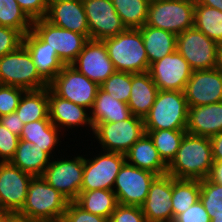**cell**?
<instances>
[{
    "label": "cell",
    "mask_w": 222,
    "mask_h": 222,
    "mask_svg": "<svg viewBox=\"0 0 222 222\" xmlns=\"http://www.w3.org/2000/svg\"><path fill=\"white\" fill-rule=\"evenodd\" d=\"M15 112L24 124L49 119L48 87L26 90Z\"/></svg>",
    "instance_id": "30"
},
{
    "label": "cell",
    "mask_w": 222,
    "mask_h": 222,
    "mask_svg": "<svg viewBox=\"0 0 222 222\" xmlns=\"http://www.w3.org/2000/svg\"><path fill=\"white\" fill-rule=\"evenodd\" d=\"M186 130H145L162 160L168 165L175 157Z\"/></svg>",
    "instance_id": "35"
},
{
    "label": "cell",
    "mask_w": 222,
    "mask_h": 222,
    "mask_svg": "<svg viewBox=\"0 0 222 222\" xmlns=\"http://www.w3.org/2000/svg\"><path fill=\"white\" fill-rule=\"evenodd\" d=\"M75 202L84 210L108 220L118 205L116 194L104 189L80 192Z\"/></svg>",
    "instance_id": "31"
},
{
    "label": "cell",
    "mask_w": 222,
    "mask_h": 222,
    "mask_svg": "<svg viewBox=\"0 0 222 222\" xmlns=\"http://www.w3.org/2000/svg\"><path fill=\"white\" fill-rule=\"evenodd\" d=\"M184 95L188 106H201L222 102V71L193 70L186 83Z\"/></svg>",
    "instance_id": "18"
},
{
    "label": "cell",
    "mask_w": 222,
    "mask_h": 222,
    "mask_svg": "<svg viewBox=\"0 0 222 222\" xmlns=\"http://www.w3.org/2000/svg\"><path fill=\"white\" fill-rule=\"evenodd\" d=\"M49 88L60 98L91 110L99 85L71 65H65L49 83Z\"/></svg>",
    "instance_id": "11"
},
{
    "label": "cell",
    "mask_w": 222,
    "mask_h": 222,
    "mask_svg": "<svg viewBox=\"0 0 222 222\" xmlns=\"http://www.w3.org/2000/svg\"><path fill=\"white\" fill-rule=\"evenodd\" d=\"M51 160L52 157L47 152L20 139L16 153L10 162L23 172L35 177L44 173Z\"/></svg>",
    "instance_id": "29"
},
{
    "label": "cell",
    "mask_w": 222,
    "mask_h": 222,
    "mask_svg": "<svg viewBox=\"0 0 222 222\" xmlns=\"http://www.w3.org/2000/svg\"><path fill=\"white\" fill-rule=\"evenodd\" d=\"M102 41L116 71L134 74L148 72L150 65L139 29L127 28Z\"/></svg>",
    "instance_id": "3"
},
{
    "label": "cell",
    "mask_w": 222,
    "mask_h": 222,
    "mask_svg": "<svg viewBox=\"0 0 222 222\" xmlns=\"http://www.w3.org/2000/svg\"><path fill=\"white\" fill-rule=\"evenodd\" d=\"M31 222H65L63 219H55V220H36Z\"/></svg>",
    "instance_id": "52"
},
{
    "label": "cell",
    "mask_w": 222,
    "mask_h": 222,
    "mask_svg": "<svg viewBox=\"0 0 222 222\" xmlns=\"http://www.w3.org/2000/svg\"><path fill=\"white\" fill-rule=\"evenodd\" d=\"M26 90L0 84V116L15 112Z\"/></svg>",
    "instance_id": "39"
},
{
    "label": "cell",
    "mask_w": 222,
    "mask_h": 222,
    "mask_svg": "<svg viewBox=\"0 0 222 222\" xmlns=\"http://www.w3.org/2000/svg\"><path fill=\"white\" fill-rule=\"evenodd\" d=\"M45 19L57 27L83 34L89 39V26L82 0H49Z\"/></svg>",
    "instance_id": "21"
},
{
    "label": "cell",
    "mask_w": 222,
    "mask_h": 222,
    "mask_svg": "<svg viewBox=\"0 0 222 222\" xmlns=\"http://www.w3.org/2000/svg\"><path fill=\"white\" fill-rule=\"evenodd\" d=\"M39 75L49 84L65 66L55 50H52L33 29L23 36Z\"/></svg>",
    "instance_id": "22"
},
{
    "label": "cell",
    "mask_w": 222,
    "mask_h": 222,
    "mask_svg": "<svg viewBox=\"0 0 222 222\" xmlns=\"http://www.w3.org/2000/svg\"><path fill=\"white\" fill-rule=\"evenodd\" d=\"M71 66L99 86L116 71L101 40L89 39Z\"/></svg>",
    "instance_id": "17"
},
{
    "label": "cell",
    "mask_w": 222,
    "mask_h": 222,
    "mask_svg": "<svg viewBox=\"0 0 222 222\" xmlns=\"http://www.w3.org/2000/svg\"><path fill=\"white\" fill-rule=\"evenodd\" d=\"M173 222H211V218L199 199L186 211L177 215Z\"/></svg>",
    "instance_id": "44"
},
{
    "label": "cell",
    "mask_w": 222,
    "mask_h": 222,
    "mask_svg": "<svg viewBox=\"0 0 222 222\" xmlns=\"http://www.w3.org/2000/svg\"><path fill=\"white\" fill-rule=\"evenodd\" d=\"M33 21L16 0H0V26L18 30L23 36L32 29Z\"/></svg>",
    "instance_id": "36"
},
{
    "label": "cell",
    "mask_w": 222,
    "mask_h": 222,
    "mask_svg": "<svg viewBox=\"0 0 222 222\" xmlns=\"http://www.w3.org/2000/svg\"><path fill=\"white\" fill-rule=\"evenodd\" d=\"M131 115L128 104L114 99L100 87L98 88L94 104L90 110L93 126L100 123L123 121Z\"/></svg>",
    "instance_id": "27"
},
{
    "label": "cell",
    "mask_w": 222,
    "mask_h": 222,
    "mask_svg": "<svg viewBox=\"0 0 222 222\" xmlns=\"http://www.w3.org/2000/svg\"><path fill=\"white\" fill-rule=\"evenodd\" d=\"M23 41V35L16 29L0 26V58L15 51Z\"/></svg>",
    "instance_id": "42"
},
{
    "label": "cell",
    "mask_w": 222,
    "mask_h": 222,
    "mask_svg": "<svg viewBox=\"0 0 222 222\" xmlns=\"http://www.w3.org/2000/svg\"><path fill=\"white\" fill-rule=\"evenodd\" d=\"M208 178L212 182L222 185V161H213L211 172Z\"/></svg>",
    "instance_id": "48"
},
{
    "label": "cell",
    "mask_w": 222,
    "mask_h": 222,
    "mask_svg": "<svg viewBox=\"0 0 222 222\" xmlns=\"http://www.w3.org/2000/svg\"><path fill=\"white\" fill-rule=\"evenodd\" d=\"M192 71L189 63L176 50L150 64L148 73L158 90L184 91Z\"/></svg>",
    "instance_id": "16"
},
{
    "label": "cell",
    "mask_w": 222,
    "mask_h": 222,
    "mask_svg": "<svg viewBox=\"0 0 222 222\" xmlns=\"http://www.w3.org/2000/svg\"><path fill=\"white\" fill-rule=\"evenodd\" d=\"M97 155V156H96ZM84 155L83 182L80 192L91 190H113L115 179L126 162L124 154L98 151L90 158ZM93 157V158H92Z\"/></svg>",
    "instance_id": "9"
},
{
    "label": "cell",
    "mask_w": 222,
    "mask_h": 222,
    "mask_svg": "<svg viewBox=\"0 0 222 222\" xmlns=\"http://www.w3.org/2000/svg\"><path fill=\"white\" fill-rule=\"evenodd\" d=\"M63 135V132L53 125L51 120H38L24 124L20 139L36 145L53 158L61 153L58 147L62 144ZM55 149L59 151L58 155Z\"/></svg>",
    "instance_id": "24"
},
{
    "label": "cell",
    "mask_w": 222,
    "mask_h": 222,
    "mask_svg": "<svg viewBox=\"0 0 222 222\" xmlns=\"http://www.w3.org/2000/svg\"><path fill=\"white\" fill-rule=\"evenodd\" d=\"M11 222H31V221L25 220L16 216Z\"/></svg>",
    "instance_id": "53"
},
{
    "label": "cell",
    "mask_w": 222,
    "mask_h": 222,
    "mask_svg": "<svg viewBox=\"0 0 222 222\" xmlns=\"http://www.w3.org/2000/svg\"><path fill=\"white\" fill-rule=\"evenodd\" d=\"M15 217L16 214L0 212V222H11Z\"/></svg>",
    "instance_id": "50"
},
{
    "label": "cell",
    "mask_w": 222,
    "mask_h": 222,
    "mask_svg": "<svg viewBox=\"0 0 222 222\" xmlns=\"http://www.w3.org/2000/svg\"><path fill=\"white\" fill-rule=\"evenodd\" d=\"M112 3L126 28L138 29L146 23L150 0H112Z\"/></svg>",
    "instance_id": "34"
},
{
    "label": "cell",
    "mask_w": 222,
    "mask_h": 222,
    "mask_svg": "<svg viewBox=\"0 0 222 222\" xmlns=\"http://www.w3.org/2000/svg\"><path fill=\"white\" fill-rule=\"evenodd\" d=\"M186 131L209 138L222 132V102L189 106Z\"/></svg>",
    "instance_id": "23"
},
{
    "label": "cell",
    "mask_w": 222,
    "mask_h": 222,
    "mask_svg": "<svg viewBox=\"0 0 222 222\" xmlns=\"http://www.w3.org/2000/svg\"><path fill=\"white\" fill-rule=\"evenodd\" d=\"M194 27L216 43H222V11L195 0Z\"/></svg>",
    "instance_id": "32"
},
{
    "label": "cell",
    "mask_w": 222,
    "mask_h": 222,
    "mask_svg": "<svg viewBox=\"0 0 222 222\" xmlns=\"http://www.w3.org/2000/svg\"><path fill=\"white\" fill-rule=\"evenodd\" d=\"M21 9L32 20L46 17L49 0H16Z\"/></svg>",
    "instance_id": "45"
},
{
    "label": "cell",
    "mask_w": 222,
    "mask_h": 222,
    "mask_svg": "<svg viewBox=\"0 0 222 222\" xmlns=\"http://www.w3.org/2000/svg\"><path fill=\"white\" fill-rule=\"evenodd\" d=\"M60 158L55 156L41 175L42 178L55 190H58L68 201H75L83 182L84 156L81 154ZM64 157V158H63ZM72 158V159H71Z\"/></svg>",
    "instance_id": "8"
},
{
    "label": "cell",
    "mask_w": 222,
    "mask_h": 222,
    "mask_svg": "<svg viewBox=\"0 0 222 222\" xmlns=\"http://www.w3.org/2000/svg\"><path fill=\"white\" fill-rule=\"evenodd\" d=\"M211 222H222V219H211Z\"/></svg>",
    "instance_id": "54"
},
{
    "label": "cell",
    "mask_w": 222,
    "mask_h": 222,
    "mask_svg": "<svg viewBox=\"0 0 222 222\" xmlns=\"http://www.w3.org/2000/svg\"><path fill=\"white\" fill-rule=\"evenodd\" d=\"M89 26V39L104 40L127 28L117 14L112 0H82Z\"/></svg>",
    "instance_id": "15"
},
{
    "label": "cell",
    "mask_w": 222,
    "mask_h": 222,
    "mask_svg": "<svg viewBox=\"0 0 222 222\" xmlns=\"http://www.w3.org/2000/svg\"><path fill=\"white\" fill-rule=\"evenodd\" d=\"M213 161H222V132L210 137Z\"/></svg>",
    "instance_id": "47"
},
{
    "label": "cell",
    "mask_w": 222,
    "mask_h": 222,
    "mask_svg": "<svg viewBox=\"0 0 222 222\" xmlns=\"http://www.w3.org/2000/svg\"><path fill=\"white\" fill-rule=\"evenodd\" d=\"M200 4L222 11V0H197Z\"/></svg>",
    "instance_id": "49"
},
{
    "label": "cell",
    "mask_w": 222,
    "mask_h": 222,
    "mask_svg": "<svg viewBox=\"0 0 222 222\" xmlns=\"http://www.w3.org/2000/svg\"><path fill=\"white\" fill-rule=\"evenodd\" d=\"M0 84L24 90L49 87V84L37 72L33 59L23 44L0 58Z\"/></svg>",
    "instance_id": "5"
},
{
    "label": "cell",
    "mask_w": 222,
    "mask_h": 222,
    "mask_svg": "<svg viewBox=\"0 0 222 222\" xmlns=\"http://www.w3.org/2000/svg\"><path fill=\"white\" fill-rule=\"evenodd\" d=\"M144 133L143 118L131 115L123 121L95 124L92 137L100 144L99 150L125 155Z\"/></svg>",
    "instance_id": "7"
},
{
    "label": "cell",
    "mask_w": 222,
    "mask_h": 222,
    "mask_svg": "<svg viewBox=\"0 0 222 222\" xmlns=\"http://www.w3.org/2000/svg\"><path fill=\"white\" fill-rule=\"evenodd\" d=\"M99 87L114 99L127 104L131 94V73L115 71Z\"/></svg>",
    "instance_id": "38"
},
{
    "label": "cell",
    "mask_w": 222,
    "mask_h": 222,
    "mask_svg": "<svg viewBox=\"0 0 222 222\" xmlns=\"http://www.w3.org/2000/svg\"><path fill=\"white\" fill-rule=\"evenodd\" d=\"M32 29L56 51L64 65H71L89 40L85 35L57 27L45 18L34 20Z\"/></svg>",
    "instance_id": "13"
},
{
    "label": "cell",
    "mask_w": 222,
    "mask_h": 222,
    "mask_svg": "<svg viewBox=\"0 0 222 222\" xmlns=\"http://www.w3.org/2000/svg\"><path fill=\"white\" fill-rule=\"evenodd\" d=\"M218 43L192 27L177 35L176 50L192 70H210L217 66Z\"/></svg>",
    "instance_id": "10"
},
{
    "label": "cell",
    "mask_w": 222,
    "mask_h": 222,
    "mask_svg": "<svg viewBox=\"0 0 222 222\" xmlns=\"http://www.w3.org/2000/svg\"><path fill=\"white\" fill-rule=\"evenodd\" d=\"M20 137L12 133L0 122V162H10L19 144Z\"/></svg>",
    "instance_id": "40"
},
{
    "label": "cell",
    "mask_w": 222,
    "mask_h": 222,
    "mask_svg": "<svg viewBox=\"0 0 222 222\" xmlns=\"http://www.w3.org/2000/svg\"><path fill=\"white\" fill-rule=\"evenodd\" d=\"M172 176H157L141 206L147 222H173Z\"/></svg>",
    "instance_id": "20"
},
{
    "label": "cell",
    "mask_w": 222,
    "mask_h": 222,
    "mask_svg": "<svg viewBox=\"0 0 222 222\" xmlns=\"http://www.w3.org/2000/svg\"><path fill=\"white\" fill-rule=\"evenodd\" d=\"M138 29L141 31L149 65L176 51V34L145 24Z\"/></svg>",
    "instance_id": "28"
},
{
    "label": "cell",
    "mask_w": 222,
    "mask_h": 222,
    "mask_svg": "<svg viewBox=\"0 0 222 222\" xmlns=\"http://www.w3.org/2000/svg\"><path fill=\"white\" fill-rule=\"evenodd\" d=\"M62 219L65 222H108L107 218L84 210L75 201L69 202Z\"/></svg>",
    "instance_id": "43"
},
{
    "label": "cell",
    "mask_w": 222,
    "mask_h": 222,
    "mask_svg": "<svg viewBox=\"0 0 222 222\" xmlns=\"http://www.w3.org/2000/svg\"><path fill=\"white\" fill-rule=\"evenodd\" d=\"M126 162L161 176L167 174V164L160 157L147 133L137 140L125 154Z\"/></svg>",
    "instance_id": "25"
},
{
    "label": "cell",
    "mask_w": 222,
    "mask_h": 222,
    "mask_svg": "<svg viewBox=\"0 0 222 222\" xmlns=\"http://www.w3.org/2000/svg\"><path fill=\"white\" fill-rule=\"evenodd\" d=\"M212 165L210 138L186 132L178 152L167 165V174L176 179L203 180L208 178Z\"/></svg>",
    "instance_id": "1"
},
{
    "label": "cell",
    "mask_w": 222,
    "mask_h": 222,
    "mask_svg": "<svg viewBox=\"0 0 222 222\" xmlns=\"http://www.w3.org/2000/svg\"><path fill=\"white\" fill-rule=\"evenodd\" d=\"M158 175L125 162L118 173L113 192L118 204L141 207L148 195L150 185Z\"/></svg>",
    "instance_id": "12"
},
{
    "label": "cell",
    "mask_w": 222,
    "mask_h": 222,
    "mask_svg": "<svg viewBox=\"0 0 222 222\" xmlns=\"http://www.w3.org/2000/svg\"><path fill=\"white\" fill-rule=\"evenodd\" d=\"M108 222H147L139 206L118 204Z\"/></svg>",
    "instance_id": "41"
},
{
    "label": "cell",
    "mask_w": 222,
    "mask_h": 222,
    "mask_svg": "<svg viewBox=\"0 0 222 222\" xmlns=\"http://www.w3.org/2000/svg\"><path fill=\"white\" fill-rule=\"evenodd\" d=\"M217 69L222 71V43L218 45V55H217Z\"/></svg>",
    "instance_id": "51"
},
{
    "label": "cell",
    "mask_w": 222,
    "mask_h": 222,
    "mask_svg": "<svg viewBox=\"0 0 222 222\" xmlns=\"http://www.w3.org/2000/svg\"><path fill=\"white\" fill-rule=\"evenodd\" d=\"M206 212L211 219H222V185L209 178L200 180V195Z\"/></svg>",
    "instance_id": "37"
},
{
    "label": "cell",
    "mask_w": 222,
    "mask_h": 222,
    "mask_svg": "<svg viewBox=\"0 0 222 222\" xmlns=\"http://www.w3.org/2000/svg\"><path fill=\"white\" fill-rule=\"evenodd\" d=\"M32 178L11 162H0V212L17 214L22 209Z\"/></svg>",
    "instance_id": "14"
},
{
    "label": "cell",
    "mask_w": 222,
    "mask_h": 222,
    "mask_svg": "<svg viewBox=\"0 0 222 222\" xmlns=\"http://www.w3.org/2000/svg\"><path fill=\"white\" fill-rule=\"evenodd\" d=\"M0 122L8 130L20 137L24 123L16 112L0 116Z\"/></svg>",
    "instance_id": "46"
},
{
    "label": "cell",
    "mask_w": 222,
    "mask_h": 222,
    "mask_svg": "<svg viewBox=\"0 0 222 222\" xmlns=\"http://www.w3.org/2000/svg\"><path fill=\"white\" fill-rule=\"evenodd\" d=\"M189 106L184 91L158 90L149 113L144 117L145 130H186Z\"/></svg>",
    "instance_id": "4"
},
{
    "label": "cell",
    "mask_w": 222,
    "mask_h": 222,
    "mask_svg": "<svg viewBox=\"0 0 222 222\" xmlns=\"http://www.w3.org/2000/svg\"><path fill=\"white\" fill-rule=\"evenodd\" d=\"M195 0H151L145 25L176 35L194 27Z\"/></svg>",
    "instance_id": "6"
},
{
    "label": "cell",
    "mask_w": 222,
    "mask_h": 222,
    "mask_svg": "<svg viewBox=\"0 0 222 222\" xmlns=\"http://www.w3.org/2000/svg\"><path fill=\"white\" fill-rule=\"evenodd\" d=\"M49 119L61 132L72 128H84L93 133L94 126L90 118V110L69 100L57 96L48 87ZM91 131H90V130Z\"/></svg>",
    "instance_id": "19"
},
{
    "label": "cell",
    "mask_w": 222,
    "mask_h": 222,
    "mask_svg": "<svg viewBox=\"0 0 222 222\" xmlns=\"http://www.w3.org/2000/svg\"><path fill=\"white\" fill-rule=\"evenodd\" d=\"M200 195V180L176 179L172 177L173 220L191 207Z\"/></svg>",
    "instance_id": "33"
},
{
    "label": "cell",
    "mask_w": 222,
    "mask_h": 222,
    "mask_svg": "<svg viewBox=\"0 0 222 222\" xmlns=\"http://www.w3.org/2000/svg\"><path fill=\"white\" fill-rule=\"evenodd\" d=\"M158 87L148 72L131 73V94L128 100L130 112L144 119L152 107Z\"/></svg>",
    "instance_id": "26"
},
{
    "label": "cell",
    "mask_w": 222,
    "mask_h": 222,
    "mask_svg": "<svg viewBox=\"0 0 222 222\" xmlns=\"http://www.w3.org/2000/svg\"><path fill=\"white\" fill-rule=\"evenodd\" d=\"M69 202L42 176H35L28 185L25 203L16 216L30 221L62 219Z\"/></svg>",
    "instance_id": "2"
}]
</instances>
